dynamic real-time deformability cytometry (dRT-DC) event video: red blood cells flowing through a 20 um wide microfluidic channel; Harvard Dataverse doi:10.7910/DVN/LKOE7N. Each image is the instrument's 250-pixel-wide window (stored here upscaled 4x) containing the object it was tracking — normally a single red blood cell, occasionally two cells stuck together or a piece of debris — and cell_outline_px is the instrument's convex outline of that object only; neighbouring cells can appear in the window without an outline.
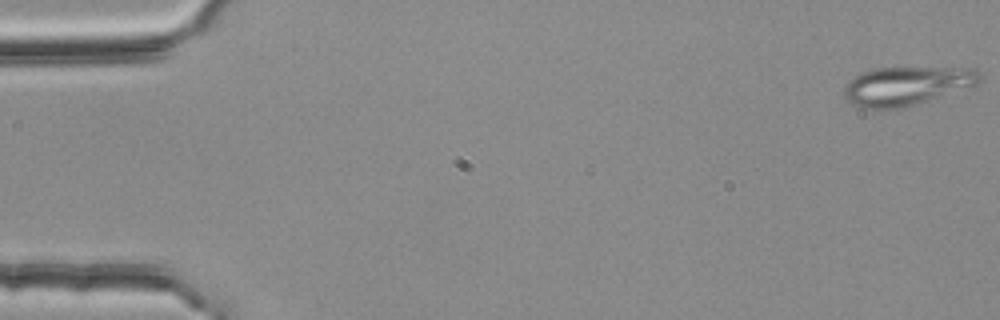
{"species": "common noctule bat (a hibernating species)", "species_latin": "Nyctalus noctula", "temperature_condition": "room temperature", "stored_images_in_passage": 54, "camera_frame_rate_fps": 3000, "um_per_image_px": 0.085, "animal": {"sex": "female", "body_mass_g": 25.1}, "frame": {"image": 1, "passage_image": 1, "time_ms": 0.0, "image_size_px": [1000, 320], "cell_outline_px": [[984, 76], [976, 84], [904, 108], [860, 108], [852, 104], [844, 96], [844, 88], [848, 80], [860, 72], [876, 68], [976, 68]], "centroid_in_image_um": [77.03, 7.29], "position_along_channel_um": 8.0, "area_um2": 30.4}}
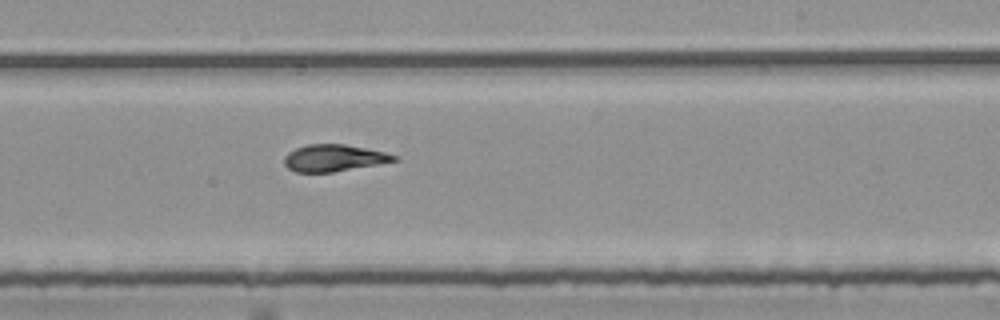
{"frame": {"image": 2, "passage_image": 33, "time_ms": 10.667, "image_size_px": [1000, 320], "cell_outline_px": [[400, 160], [332, 172], [296, 172], [288, 168], [284, 164], [284, 156], [288, 152], [296, 148], [308, 144], [344, 144], [384, 152], [396, 156]], "centroid_in_image_um": [28.34, 13.43], "position_along_channel_um": 260.7, "area_um2": 16.99}}
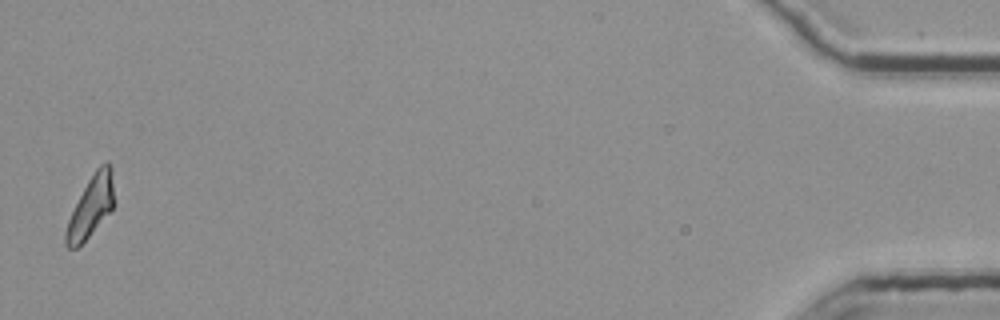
{"frame": {"image": 3, "passage_image": 54, "time_ms": 17.667, "image_size_px": [1000, 320], "cell_outline_px": [[116, 200], [112, 212], [76, 248], [68, 248], [64, 244], [64, 232], [68, 220], [88, 180], [96, 168], [100, 164], [108, 160], [112, 164]], "centroid_in_image_um": [7.79, 17.5], "position_along_channel_um": 427.4, "area_um2": 17.63}, "authors_computed_cell_mechanics": {"area_um2": 18.0336, "velocity_mm_per_s": 3.7578, "shape_relaxation_time_tau1_ms": null, "shape_relaxation_time_tau2_ms": 3.2239, "deformation_change_tau1": null, "deformation_change_tau2": 0.0932}}